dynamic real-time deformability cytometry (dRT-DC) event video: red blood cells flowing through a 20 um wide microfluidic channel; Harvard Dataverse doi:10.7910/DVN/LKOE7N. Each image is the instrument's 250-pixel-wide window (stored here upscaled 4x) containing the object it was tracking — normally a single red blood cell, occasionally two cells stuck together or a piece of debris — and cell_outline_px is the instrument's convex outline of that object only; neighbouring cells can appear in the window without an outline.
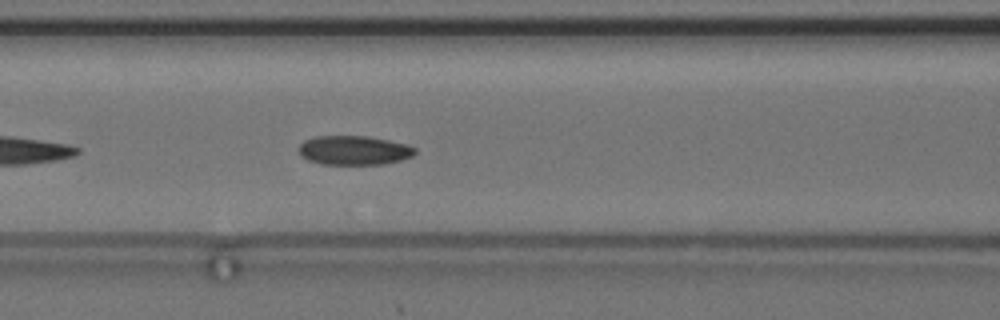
{"species": "common noctule bat (a hibernating species)", "species_latin": "Nyctalus noctula", "temperature_condition": "cold", "stored_images_in_passage": 26, "camera_frame_rate_fps": 3000, "um_per_image_px": 0.085, "animal": {"sex": "female", "body_mass_g": 24.6, "forearm_length_mm": 56.2}, "frame": {"image": 1, "passage_image": 8, "time_ms": 2.333, "image_size_px": [1000, 320], "cell_outline_px": [[416, 152], [412, 156], [400, 160], [384, 164], [320, 164], [308, 160], [300, 156], [300, 144], [304, 140], [316, 136], [368, 136], [408, 144], [416, 148]], "centroid_in_image_um": [30.09, 12.77], "position_along_channel_um": 136.5, "area_um2": 19.83}, "authors_computed_cell_mechanics": {"area_um2": 20.1722, "velocity_mm_per_s": 3.6327, "shape_relaxation_time_tau1_ms": null, "shape_relaxation_time_tau2_ms": 6.8778, "deformation_change_tau1": null, "deformation_change_tau2": 0.1447}}